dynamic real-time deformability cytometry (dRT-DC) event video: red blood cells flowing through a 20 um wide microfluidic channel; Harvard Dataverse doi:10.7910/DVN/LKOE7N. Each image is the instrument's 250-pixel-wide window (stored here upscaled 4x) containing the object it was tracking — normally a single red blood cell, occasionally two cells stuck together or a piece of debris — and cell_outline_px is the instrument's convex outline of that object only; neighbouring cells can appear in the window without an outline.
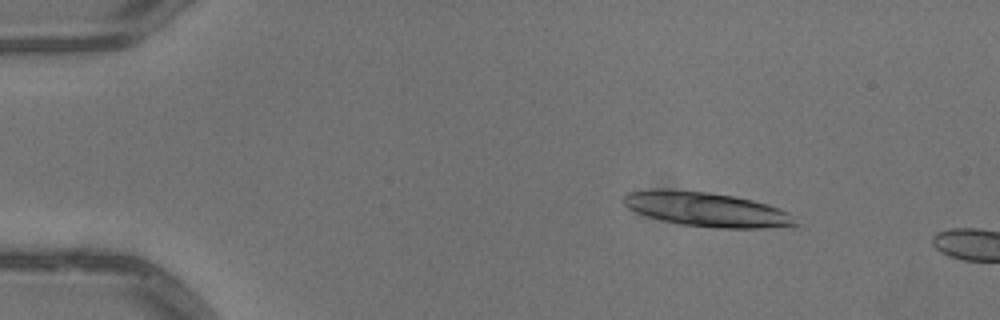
{"species": "common noctule bat (a hibernating species)", "species_latin": "Nyctalus noctula", "temperature_condition": "warm", "stored_images_in_passage": 5, "camera_frame_rate_fps": 3000, "um_per_image_px": 0.085, "animal": {"sex": "male", "body_mass_g": 13.3}, "frame": {"image": 1, "passage_image": 3, "time_ms": 0.667, "image_size_px": [1000, 320], "cell_outline_px": [[800, 224], [760, 228], [720, 228], [680, 224], [648, 216], [636, 212], [628, 208], [620, 200], [628, 192], [652, 188], [660, 188], [708, 192], [732, 196], [752, 200], [768, 204], [780, 208], [788, 212]], "centroid_in_image_um": [60.01, 17.78], "position_along_channel_um": 25.0, "area_um2": 34.33}}